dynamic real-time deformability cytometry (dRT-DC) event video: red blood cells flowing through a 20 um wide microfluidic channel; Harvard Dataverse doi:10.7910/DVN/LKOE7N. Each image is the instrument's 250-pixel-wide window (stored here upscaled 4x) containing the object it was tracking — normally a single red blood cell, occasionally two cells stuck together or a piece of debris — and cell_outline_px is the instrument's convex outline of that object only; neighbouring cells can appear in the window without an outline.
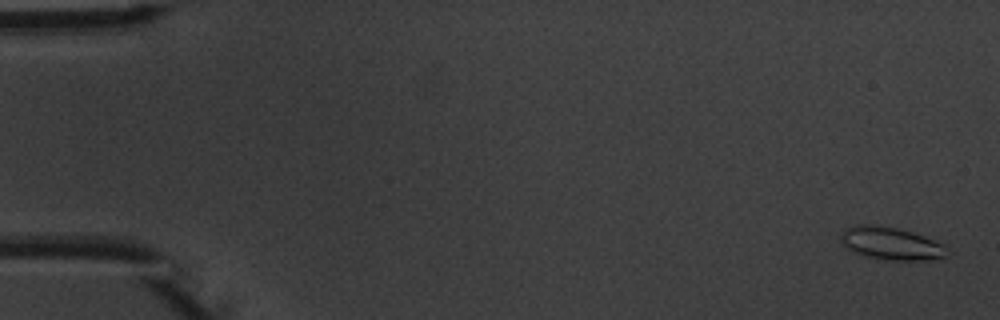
{"species": "common noctule bat (a hibernating species)", "species_latin": "Nyctalus noctula", "temperature_condition": "warm", "stored_images_in_passage": 6, "camera_frame_rate_fps": 3000, "um_per_image_px": 0.085, "animal": {"sex": "male", "body_mass_g": 20.1, "forearm_length_mm": 53.5}, "frame": {"image": 1, "passage_image": 1, "time_ms": 0.0, "image_size_px": [1000, 320], "cell_outline_px": [[952, 252], [940, 260], [880, 260], [860, 256], [848, 248], [840, 240], [840, 236], [844, 228], [856, 224], [872, 224], [896, 228], [912, 232], [924, 236], [944, 244]], "centroid_in_image_um": [75.77, 20.71], "position_along_channel_um": 9.2, "area_um2": 20.87}}
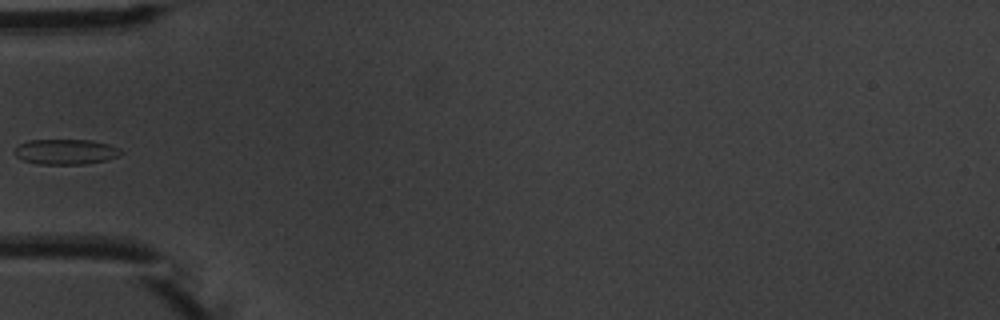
{"frame": {"image": 2, "passage_image": 5, "time_ms": 5.667, "image_size_px": [1000, 320], "cell_outline_px": [[124, 152], [120, 156], [104, 160], [84, 164], [40, 164], [24, 160], [16, 156], [12, 152], [20, 144], [28, 140], [92, 140], [108, 144], [120, 148]], "centroid_in_image_um": [5.61, 12.89], "position_along_channel_um": 79.4, "area_um2": 15.66}}
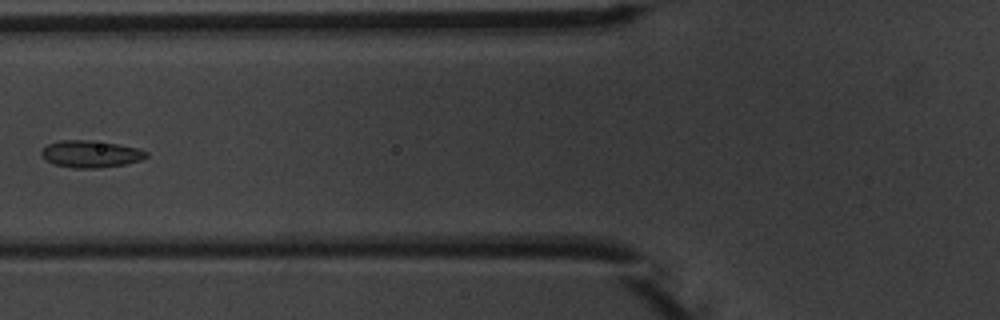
{"frame": {"image": 3, "passage_image": 6, "time_ms": 6.667, "image_size_px": [1000, 320], "cell_outline_px": [[148, 156], [140, 160], [124, 164], [100, 168], [72, 168], [56, 164], [48, 160], [40, 152], [48, 144], [60, 140], [92, 140], [116, 144], [136, 148], [148, 152]], "centroid_in_image_um": [7.72, 13.08], "position_along_channel_um": 118.1, "area_um2": 16.24}}